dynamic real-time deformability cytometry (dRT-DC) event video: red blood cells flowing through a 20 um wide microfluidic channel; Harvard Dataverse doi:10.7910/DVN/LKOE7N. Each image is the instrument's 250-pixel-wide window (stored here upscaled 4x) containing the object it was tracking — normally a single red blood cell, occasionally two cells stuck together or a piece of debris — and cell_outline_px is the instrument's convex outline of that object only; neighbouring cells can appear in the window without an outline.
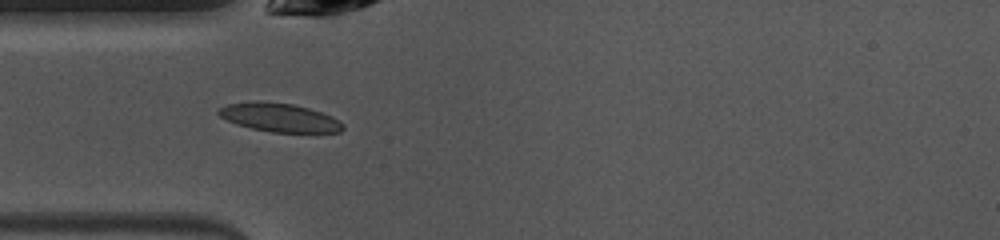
{"species": "common noctule bat (a hibernating species)", "species_latin": "Nyctalus noctula", "temperature_condition": "warm", "stored_images_in_passage": 39, "camera_frame_rate_fps": 3000, "um_per_image_px": 0.085, "animal": {"sex": "female", "body_mass_g": 10.0, "forearm_length_mm": 53.1}, "frame": {"image": 1, "passage_image": 4, "time_ms": 1.0, "image_size_px": [1000, 240], "cell_outline_px": [[344, 128], [340, 132], [272, 132], [252, 128], [236, 124], [220, 116], [216, 112], [220, 108], [228, 104], [256, 100], [260, 100], [292, 104], [308, 108], [332, 116], [340, 120], [344, 124]], "centroid_in_image_um": [23.76, 9.98], "position_along_channel_um": 61.2, "area_um2": 20.69}}
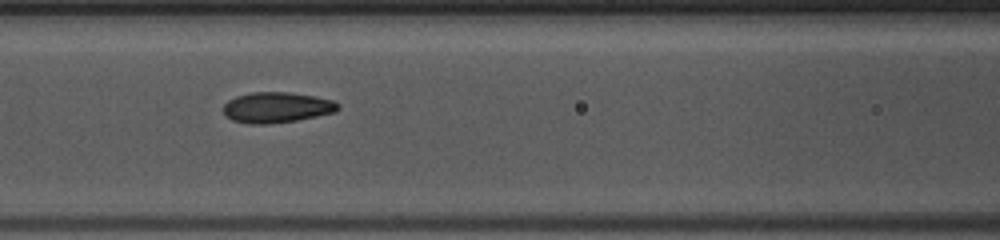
{"frame": {"image": 2, "passage_image": 10, "time_ms": 3.0, "image_size_px": [1000, 240], "cell_outline_px": [[340, 108], [336, 112], [296, 120], [264, 124], [248, 124], [232, 120], [224, 112], [224, 104], [228, 100], [236, 96], [252, 92], [288, 92], [316, 96], [332, 100], [340, 104]], "centroid_in_image_um": [23.54, 9.12], "position_along_channel_um": 143.1, "area_um2": 20.4}}
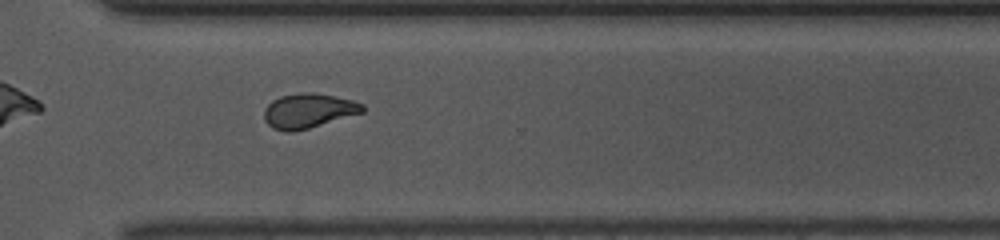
{"frame": {"image": 3, "passage_image": 25, "time_ms": 8.0, "image_size_px": [1000, 240], "cell_outline_px": [[364, 112], [308, 128], [292, 132], [288, 132], [272, 128], [264, 120], [264, 108], [272, 100], [280, 96], [300, 92], [312, 92], [336, 96], [352, 100], [364, 104]], "centroid_in_image_um": [26.2, 9.4], "position_along_channel_um": 344.4, "area_um2": 19.88}, "authors_computed_cell_mechanics": {"area_um2": 19.9988, "velocity_mm_per_s": 4.0389, "shape_relaxation_time_tau1_ms": 6.3976, "shape_relaxation_time_tau2_ms": 1.6242, "deformation_change_tau1": 0.177, "deformation_change_tau2": 0.0624}}